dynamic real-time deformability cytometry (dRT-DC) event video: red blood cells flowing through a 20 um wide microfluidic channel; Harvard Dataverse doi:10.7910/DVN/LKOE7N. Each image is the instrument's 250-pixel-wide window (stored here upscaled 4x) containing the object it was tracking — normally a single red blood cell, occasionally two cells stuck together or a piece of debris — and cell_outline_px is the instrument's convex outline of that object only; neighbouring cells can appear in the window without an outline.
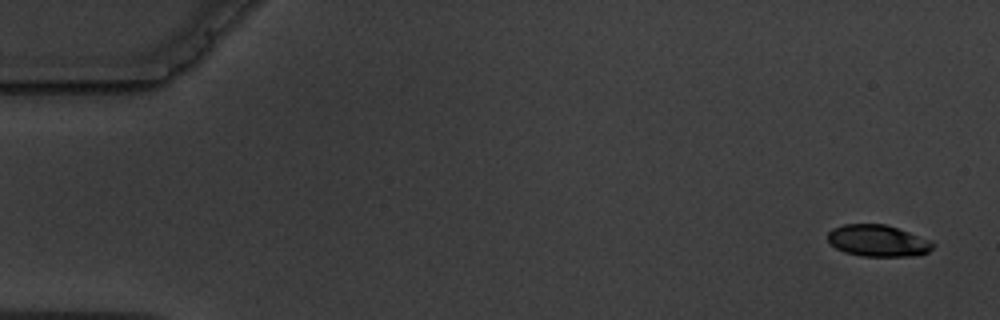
{"species": "common noctule bat (a hibernating species)", "species_latin": "Nyctalus noctula", "temperature_condition": "warm", "stored_images_in_passage": 5, "segment_of_instrument_passage": [1, 2], "camera_frame_rate_fps": 3000, "um_per_image_px": 0.085, "animal": {"sex": "male", "body_mass_g": 19.5, "forearm_length_mm": 54.6}, "frame": {"image": 1, "passage_image": 1, "time_ms": 0.0, "image_size_px": [1000, 320], "cell_outline_px": [[936, 244], [928, 252], [916, 256], [860, 256], [844, 252], [836, 248], [828, 240], [828, 232], [832, 228], [844, 224], [884, 224], [932, 240]], "centroid_in_image_um": [74.63, 20.47], "position_along_channel_um": 10.4, "area_um2": 19.42}}